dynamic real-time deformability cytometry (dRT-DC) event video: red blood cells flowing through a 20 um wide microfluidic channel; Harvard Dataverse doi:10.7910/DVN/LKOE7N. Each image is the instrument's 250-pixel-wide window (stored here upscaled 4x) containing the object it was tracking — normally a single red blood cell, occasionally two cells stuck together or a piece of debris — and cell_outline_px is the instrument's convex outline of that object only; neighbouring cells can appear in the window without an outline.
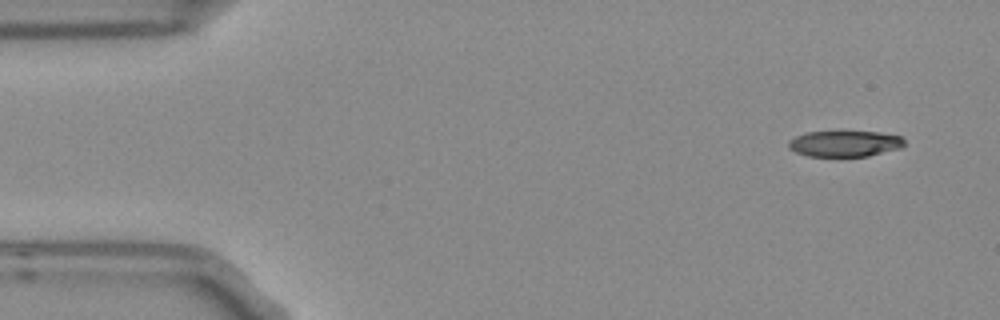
{"species": "Egyptian fruit bat (a non-hibernating species)", "species_latin": "Rousettus aegyptiacus", "temperature_condition": "room temperature", "stored_images_in_passage": 4, "camera_frame_rate_fps": 3000, "um_per_image_px": 0.085, "frame": {"image": 1, "passage_image": 1, "time_ms": 0.0, "image_size_px": [1000, 320], "cell_outline_px": [[904, 144], [900, 148], [868, 156], [808, 156], [796, 152], [788, 148], [788, 140], [804, 132], [840, 128], [880, 132], [900, 136], [904, 140]], "centroid_in_image_um": [71.76, 12.14], "position_along_channel_um": 13.2, "area_um2": 18.55}}
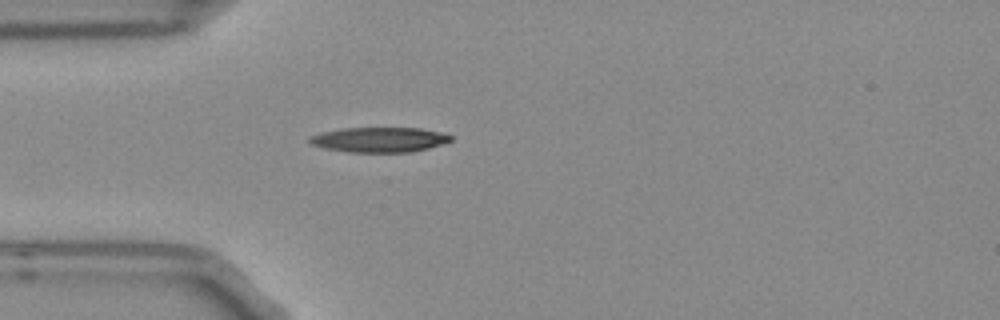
{"frame": {"image": 2, "passage_image": 4, "time_ms": 1.0, "image_size_px": [1000, 320], "cell_outline_px": [[452, 140], [428, 148], [412, 152], [348, 152], [324, 148], [312, 144], [308, 140], [312, 136], [320, 132], [344, 128], [420, 128], [440, 132], [452, 136]], "centroid_in_image_um": [32.23, 11.87], "position_along_channel_um": 52.8, "area_um2": 20.4}}